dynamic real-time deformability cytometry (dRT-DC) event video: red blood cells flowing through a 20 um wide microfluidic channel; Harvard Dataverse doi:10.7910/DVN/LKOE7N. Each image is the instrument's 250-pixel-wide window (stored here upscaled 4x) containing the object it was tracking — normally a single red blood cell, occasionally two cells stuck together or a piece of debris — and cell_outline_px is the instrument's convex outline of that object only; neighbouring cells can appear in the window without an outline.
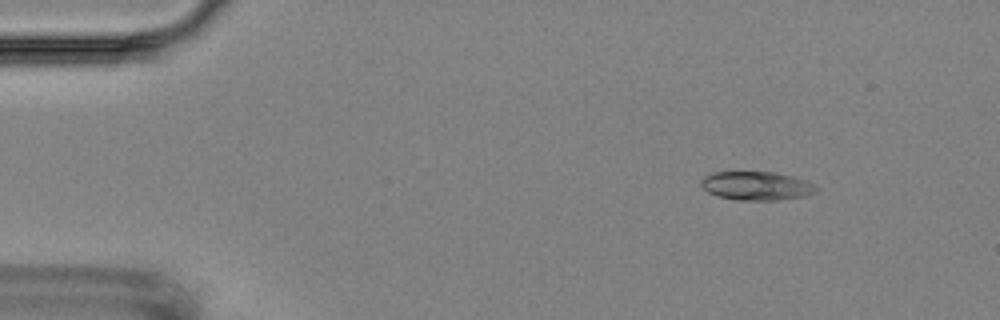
{"species": "Egyptian fruit bat (a non-hibernating species)", "species_latin": "Rousettus aegyptiacus", "temperature_condition": "room temperature", "stored_images_in_passage": 7, "camera_frame_rate_fps": 3000, "um_per_image_px": 0.085, "animal": {"sex": "female"}, "frame": {"image": 1, "passage_image": 2, "time_ms": 1.0, "image_size_px": [1000, 320], "cell_outline_px": [[820, 188], [816, 192], [808, 196], [780, 200], [736, 200], [716, 196], [708, 192], [700, 184], [700, 180], [704, 176], [712, 172], [776, 172], [792, 176], [804, 180]], "centroid_in_image_um": [64.31, 15.8], "position_along_channel_um": 20.7, "area_um2": 19.48}}
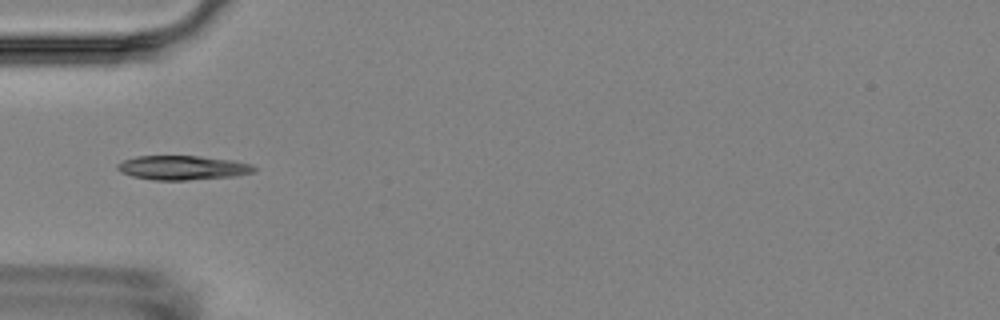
{"frame": {"image": 2, "passage_image": 5, "time_ms": 4.667, "image_size_px": [1000, 320], "cell_outline_px": [[256, 168], [252, 172], [236, 176], [188, 180], [152, 180], [132, 176], [120, 172], [116, 168], [116, 164], [124, 160], [136, 156], [200, 156], [232, 160], [252, 164]], "centroid_in_image_um": [15.5, 14.25], "position_along_channel_um": 69.5, "area_um2": 19.36}}
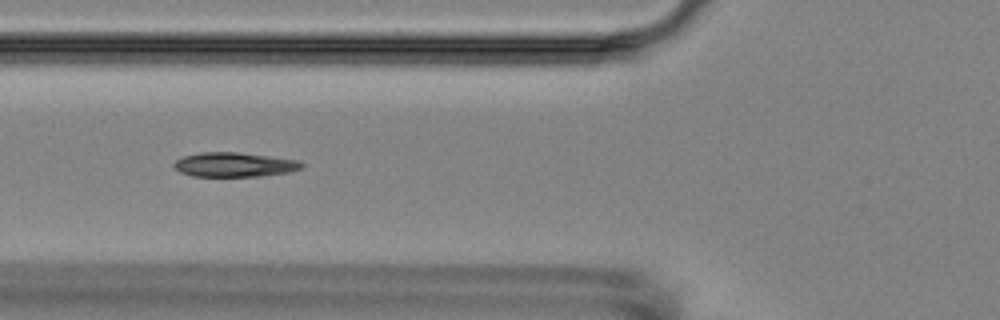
{"frame": {"image": 3, "passage_image": 6, "time_ms": 5.667, "image_size_px": [1000, 320], "cell_outline_px": [[304, 164], [300, 168], [288, 172], [260, 176], [192, 176], [180, 172], [172, 168], [172, 164], [176, 160], [184, 156], [200, 152], [240, 152], [296, 160]], "centroid_in_image_um": [19.84, 13.99], "position_along_channel_um": 106.0, "area_um2": 18.09}}